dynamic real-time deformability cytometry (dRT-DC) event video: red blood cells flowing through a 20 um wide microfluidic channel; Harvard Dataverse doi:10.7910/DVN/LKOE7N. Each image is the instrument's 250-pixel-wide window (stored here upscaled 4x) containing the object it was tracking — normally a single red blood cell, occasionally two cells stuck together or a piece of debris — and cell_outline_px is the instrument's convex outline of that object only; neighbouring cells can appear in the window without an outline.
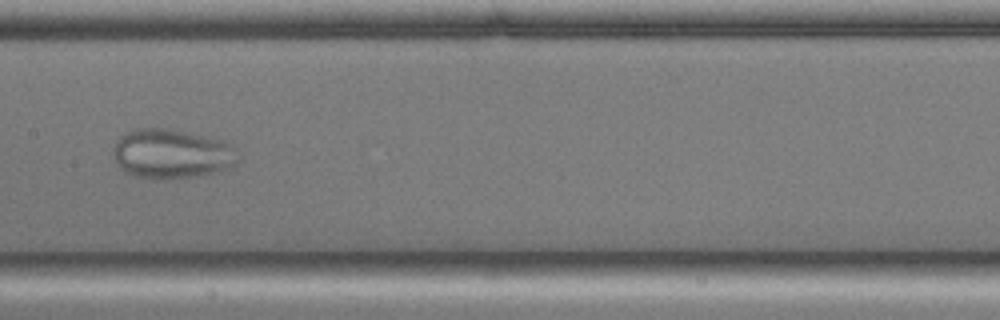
{"species": "common noctule bat (a hibernating species)", "species_latin": "Nyctalus noctula", "temperature_condition": "cold", "stored_images_in_passage": 55, "camera_frame_rate_fps": 3000, "um_per_image_px": 0.085, "animal": {"sex": "male", "body_mass_g": 17.9, "forearm_length_mm": 54.2}, "frame": {"image": 1, "passage_image": 27, "time_ms": 8.667, "image_size_px": [1000, 320], "cell_outline_px": [[240, 160], [236, 168], [192, 176], [164, 180], [152, 180], [132, 176], [124, 172], [120, 168], [112, 152], [112, 148], [120, 136], [124, 132], [136, 128], [168, 128], [204, 136], [220, 140], [236, 148]], "centroid_in_image_um": [14.59, 13.09], "position_along_channel_um": 192.8, "area_um2": 36.65}}
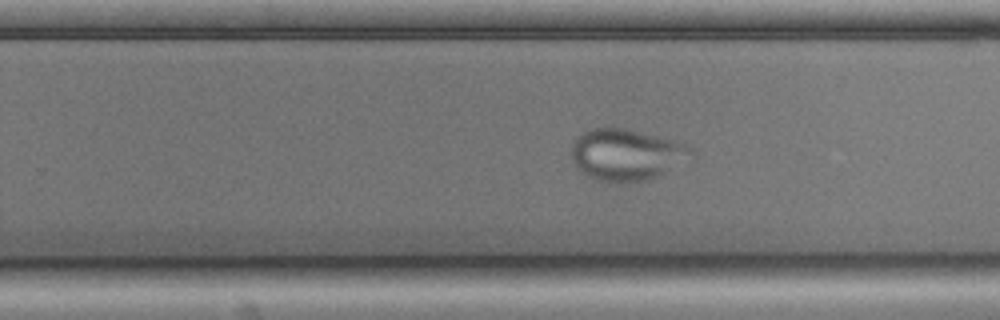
{"frame": {"image": 2, "passage_image": 34, "time_ms": 11.0, "image_size_px": [1000, 320], "cell_outline_px": [[692, 152], [656, 176], [644, 180], [600, 180], [588, 176], [576, 164], [572, 156], [572, 144], [576, 136], [580, 132], [592, 128], [624, 128], [672, 140], [684, 144]], "centroid_in_image_um": [53.11, 13.09], "position_along_channel_um": 276.7, "area_um2": 33.99}}
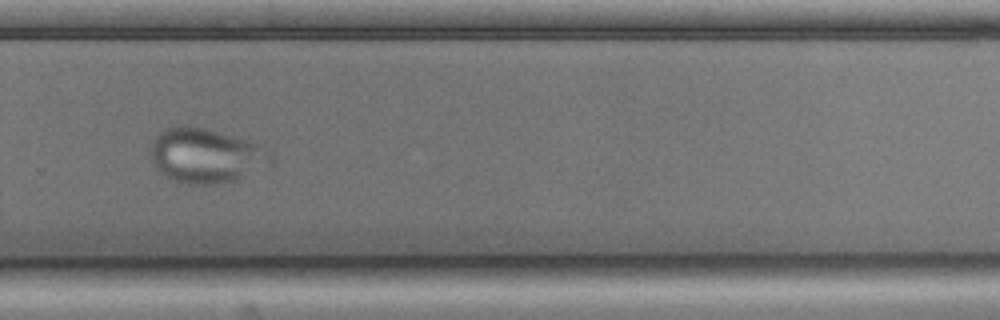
{"frame": {"image": 3, "passage_image": 37, "time_ms": 12.0, "image_size_px": [1000, 320], "cell_outline_px": [[260, 148], [240, 172], [232, 180], [220, 184], [188, 184], [172, 180], [160, 172], [156, 168], [152, 160], [152, 140], [164, 128], [184, 124], [204, 128], [244, 140], [256, 144]], "centroid_in_image_um": [17.01, 13.17], "position_along_channel_um": 312.8, "area_um2": 34.28}}